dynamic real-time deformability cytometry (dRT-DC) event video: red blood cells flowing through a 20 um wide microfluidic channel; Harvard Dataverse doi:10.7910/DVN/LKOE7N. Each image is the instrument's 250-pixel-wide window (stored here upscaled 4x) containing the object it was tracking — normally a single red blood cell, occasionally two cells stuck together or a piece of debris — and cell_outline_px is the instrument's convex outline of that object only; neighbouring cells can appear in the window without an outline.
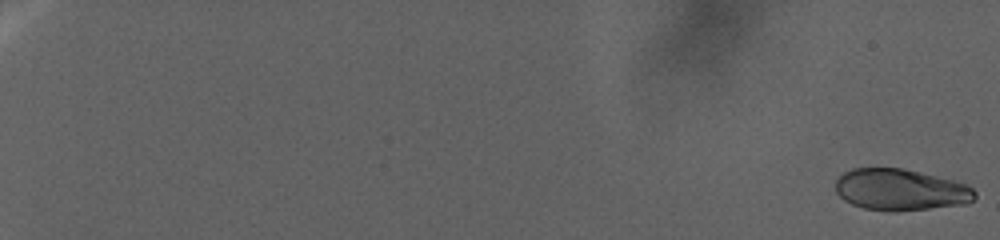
{"species": "human", "species_latin": "Homo sapiens", "temperature_condition": "warm", "stored_images_in_passage": 93, "camera_frame_rate_fps": 3000, "um_per_image_px": 0.085, "donor": {"sex": "female"}, "frame": {"image": 1, "passage_image": 1, "time_ms": 0.0, "image_size_px": [1000, 240], "cell_outline_px": [[976, 196], [968, 204], [896, 212], [892, 212], [864, 208], [852, 204], [844, 200], [836, 192], [836, 180], [844, 172], [852, 168], [904, 168], [956, 180], [968, 184], [976, 192]], "centroid_in_image_um": [76.58, 16.13], "position_along_channel_um": 8.4, "area_um2": 34.1}}
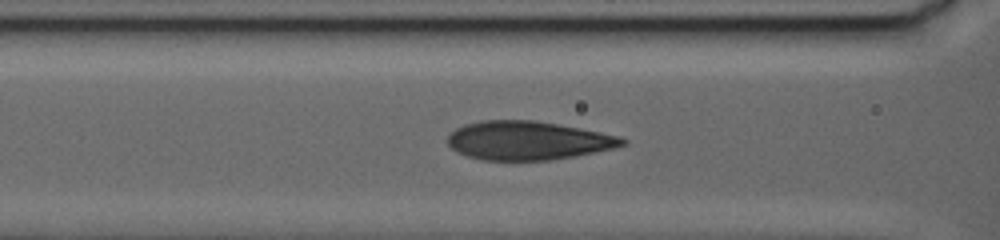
{"frame": {"image": 2, "passage_image": 54, "time_ms": 29.0, "image_size_px": [1000, 240], "cell_outline_px": [[628, 144], [596, 152], [576, 156], [548, 160], [480, 160], [456, 152], [448, 144], [448, 136], [456, 128], [464, 124], [480, 120], [532, 120], [580, 128], [600, 132], [616, 136], [628, 140]], "centroid_in_image_um": [44.85, 11.95], "position_along_channel_um": 121.8, "area_um2": 39.3}}
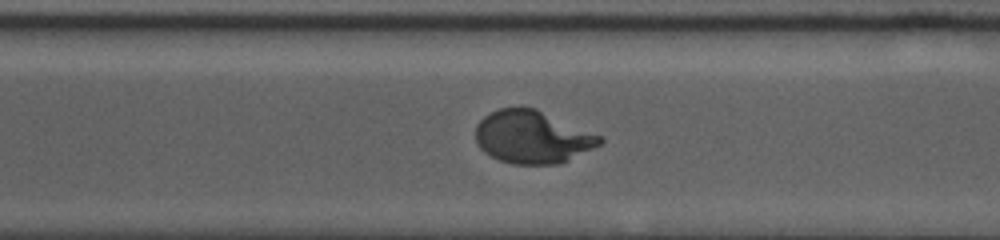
{"frame": {"image": 3, "passage_image": 93, "time_ms": 44.333, "image_size_px": [1000, 240], "cell_outline_px": [[604, 140], [600, 144], [560, 164], [512, 164], [500, 160], [484, 152], [476, 144], [476, 124], [484, 116], [500, 108], [536, 108], [604, 136]], "centroid_in_image_um": [45.26, 11.64], "position_along_channel_um": 325.3, "area_um2": 38.21}}